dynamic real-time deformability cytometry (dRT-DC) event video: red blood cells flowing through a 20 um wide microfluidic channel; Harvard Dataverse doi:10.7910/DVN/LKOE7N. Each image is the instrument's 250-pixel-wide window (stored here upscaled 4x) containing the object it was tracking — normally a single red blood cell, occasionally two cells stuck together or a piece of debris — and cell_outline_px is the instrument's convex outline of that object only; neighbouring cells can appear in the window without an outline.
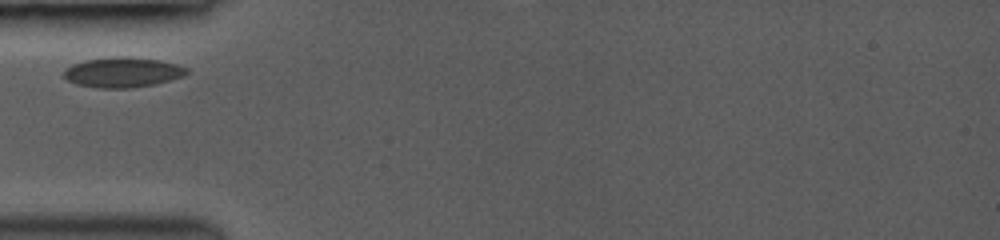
{"species": "common noctule bat (a hibernating species)", "species_latin": "Nyctalus noctula", "temperature_condition": "room temperature", "stored_images_in_passage": 17, "camera_frame_rate_fps": 3000, "um_per_image_px": 0.085, "animal": {"sex": "female", "body_mass_g": 19.0, "forearm_length_mm": 53.3}, "frame": {"image": 1, "passage_image": 1, "time_ms": 0.0, "image_size_px": [1000, 240], "cell_outline_px": [[188, 72], [184, 76], [152, 84], [128, 88], [96, 88], [76, 84], [68, 80], [64, 76], [64, 68], [72, 64], [84, 60], [112, 56], [124, 56], [160, 60], [176, 64], [188, 68]], "centroid_in_image_um": [10.39, 6.13], "position_along_channel_um": 74.6, "area_um2": 21.56}}